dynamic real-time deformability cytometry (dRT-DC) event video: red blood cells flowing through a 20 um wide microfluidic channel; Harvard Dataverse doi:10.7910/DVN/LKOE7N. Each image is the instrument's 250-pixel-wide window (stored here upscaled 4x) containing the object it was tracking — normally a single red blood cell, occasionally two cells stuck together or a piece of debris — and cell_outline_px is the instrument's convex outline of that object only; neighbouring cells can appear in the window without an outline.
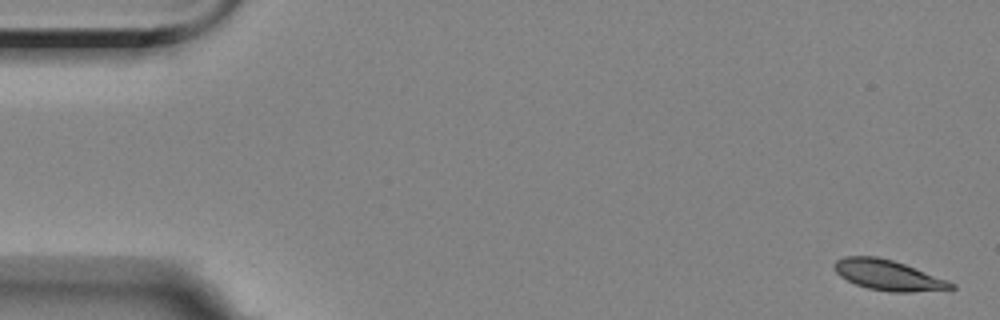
{"species": "Egyptian fruit bat (a non-hibernating species)", "species_latin": "Rousettus aegyptiacus", "temperature_condition": "room temperature", "stored_images_in_passage": 5, "camera_frame_rate_fps": 3000, "um_per_image_px": 0.085, "animal": {"sex": "female"}, "frame": {"image": 1, "passage_image": 1, "time_ms": 0.0, "image_size_px": [1000, 320], "cell_outline_px": [[956, 288], [952, 292], [888, 292], [868, 288], [856, 284], [840, 276], [836, 272], [832, 264], [836, 260], [844, 256], [876, 256], [892, 260], [904, 264], [948, 280], [956, 284]], "centroid_in_image_um": [75.6, 23.42], "position_along_channel_um": 9.4, "area_um2": 21.15}}